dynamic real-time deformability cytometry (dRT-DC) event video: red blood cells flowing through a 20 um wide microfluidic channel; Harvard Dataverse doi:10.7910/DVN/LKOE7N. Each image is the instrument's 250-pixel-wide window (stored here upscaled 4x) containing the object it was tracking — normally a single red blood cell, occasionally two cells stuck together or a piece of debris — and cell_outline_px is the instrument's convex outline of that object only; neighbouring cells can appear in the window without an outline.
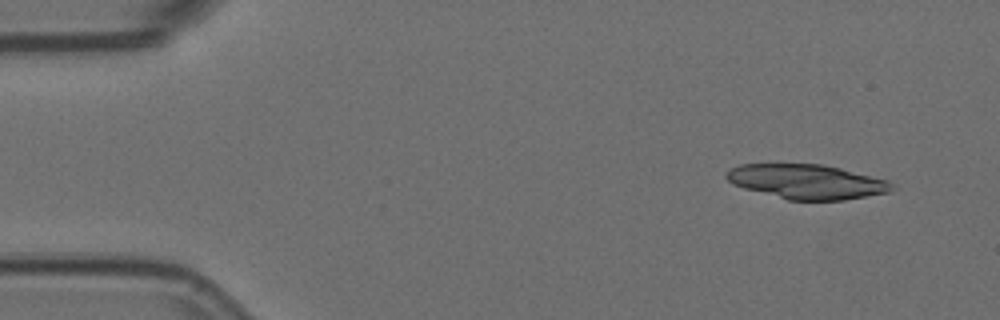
{"species": "Egyptian fruit bat (a non-hibernating species)", "species_latin": "Rousettus aegyptiacus", "temperature_condition": "room temperature", "stored_images_in_passage": 2, "camera_frame_rate_fps": 3000, "um_per_image_px": 0.085, "animal": {"sex": "female"}, "frame": {"image": 1, "passage_image": 2, "time_ms": 0.333, "image_size_px": [1000, 320], "cell_outline_px": [[896, 188], [892, 192], [844, 200], [788, 200], [744, 188], [732, 184], [724, 176], [724, 172], [728, 168], [740, 164], [824, 164], [888, 180]], "centroid_in_image_um": [68.57, 15.44], "position_along_channel_um": 16.4, "area_um2": 33.58}}